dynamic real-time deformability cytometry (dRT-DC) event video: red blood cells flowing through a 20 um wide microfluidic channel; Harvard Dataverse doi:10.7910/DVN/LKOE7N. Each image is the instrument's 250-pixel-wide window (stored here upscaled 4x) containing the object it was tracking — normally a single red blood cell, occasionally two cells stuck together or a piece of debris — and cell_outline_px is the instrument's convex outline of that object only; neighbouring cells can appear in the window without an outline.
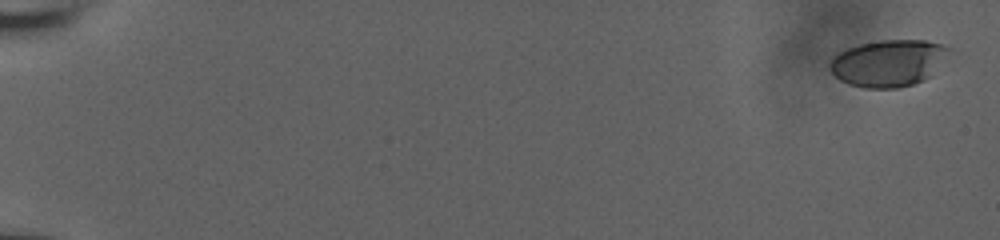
{"species": "human", "species_latin": "Homo sapiens", "temperature_condition": "room temperature", "stored_images_in_passage": 9, "camera_frame_rate_fps": 3000, "um_per_image_px": 0.085, "donor": {"sex": "male"}, "frame": {"image": 1, "passage_image": 1, "time_ms": 0.0, "image_size_px": [1000, 240], "cell_outline_px": [[952, 48], [928, 76], [924, 80], [912, 84], [896, 88], [864, 88], [848, 84], [840, 80], [832, 72], [832, 60], [840, 52], [848, 48], [860, 44], [880, 40], [924, 40], [944, 44]], "centroid_in_image_um": [75.52, 5.35], "position_along_channel_um": 9.5, "area_um2": 31.85}}
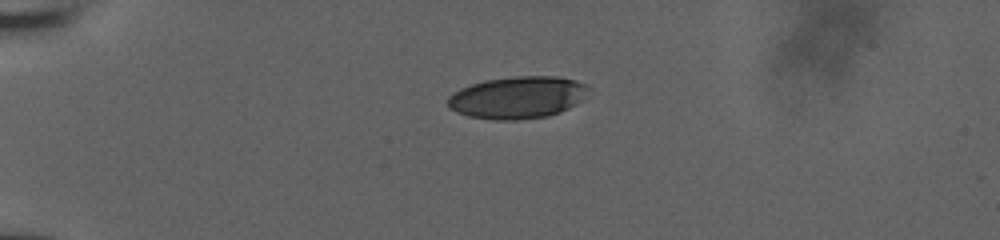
{"frame": {"image": 2, "passage_image": 7, "time_ms": 2.0, "image_size_px": [1000, 240], "cell_outline_px": [[588, 88], [584, 100], [560, 112], [548, 116], [516, 120], [492, 120], [468, 116], [456, 112], [448, 108], [448, 96], [452, 92], [460, 88], [484, 80], [512, 76], [556, 76], [576, 80], [588, 84]], "centroid_in_image_um": [43.99, 8.28], "position_along_channel_um": 41.0, "area_um2": 34.97}}